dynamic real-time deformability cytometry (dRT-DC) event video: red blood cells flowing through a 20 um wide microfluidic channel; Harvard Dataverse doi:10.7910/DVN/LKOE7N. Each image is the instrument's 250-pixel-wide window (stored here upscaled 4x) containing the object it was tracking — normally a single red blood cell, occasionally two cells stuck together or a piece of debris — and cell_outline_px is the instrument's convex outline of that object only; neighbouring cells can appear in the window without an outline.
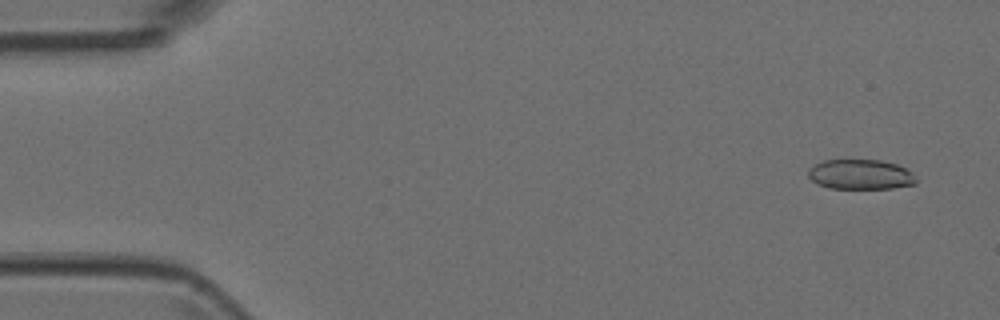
{"species": "Egyptian fruit bat (a non-hibernating species)", "species_latin": "Rousettus aegyptiacus", "temperature_condition": "room temperature", "stored_images_in_passage": 6, "camera_frame_rate_fps": 3000, "um_per_image_px": 0.085, "animal": {"sex": "female"}, "frame": {"image": 1, "passage_image": 1, "time_ms": 0.0, "image_size_px": [1000, 320], "cell_outline_px": [[916, 184], [892, 188], [828, 188], [816, 184], [808, 176], [808, 168], [824, 160], [880, 160], [896, 164], [912, 172], [916, 180]], "centroid_in_image_um": [73.12, 14.83], "position_along_channel_um": 11.9, "area_um2": 18.79}}
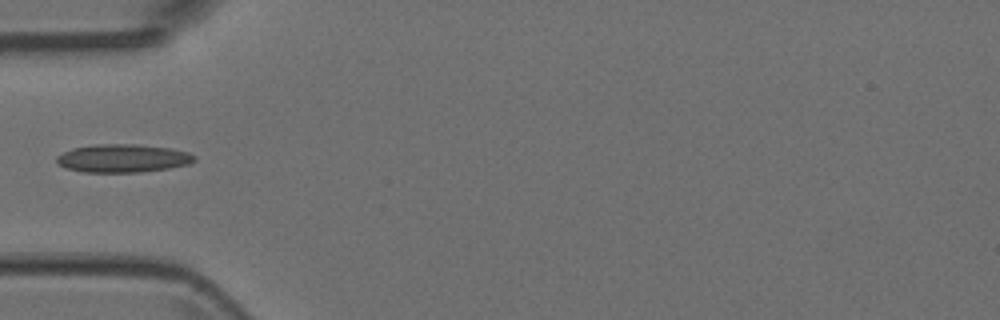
{"frame": {"image": 2, "passage_image": 5, "time_ms": 1.333, "image_size_px": [1000, 320], "cell_outline_px": [[196, 160], [188, 164], [168, 168], [140, 172], [84, 172], [68, 168], [56, 164], [56, 156], [72, 148], [96, 144], [136, 144], [172, 148], [188, 152], [196, 156]], "centroid_in_image_um": [10.44, 13.45], "position_along_channel_um": 74.6, "area_um2": 22.66}}
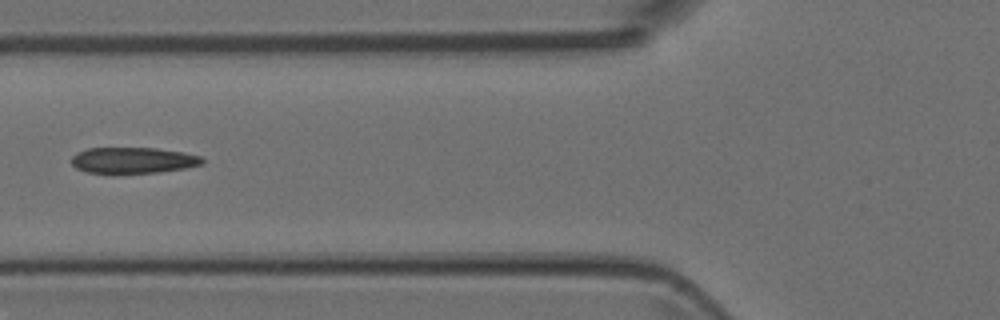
{"frame": {"image": 3, "passage_image": 6, "time_ms": 1.667, "image_size_px": [1000, 320], "cell_outline_px": [[204, 164], [188, 168], [160, 172], [88, 172], [76, 168], [72, 164], [72, 156], [76, 152], [88, 148], [156, 148], [184, 152], [200, 156], [204, 160]], "centroid_in_image_um": [11.36, 13.61], "position_along_channel_um": 114.4, "area_um2": 19.71}}